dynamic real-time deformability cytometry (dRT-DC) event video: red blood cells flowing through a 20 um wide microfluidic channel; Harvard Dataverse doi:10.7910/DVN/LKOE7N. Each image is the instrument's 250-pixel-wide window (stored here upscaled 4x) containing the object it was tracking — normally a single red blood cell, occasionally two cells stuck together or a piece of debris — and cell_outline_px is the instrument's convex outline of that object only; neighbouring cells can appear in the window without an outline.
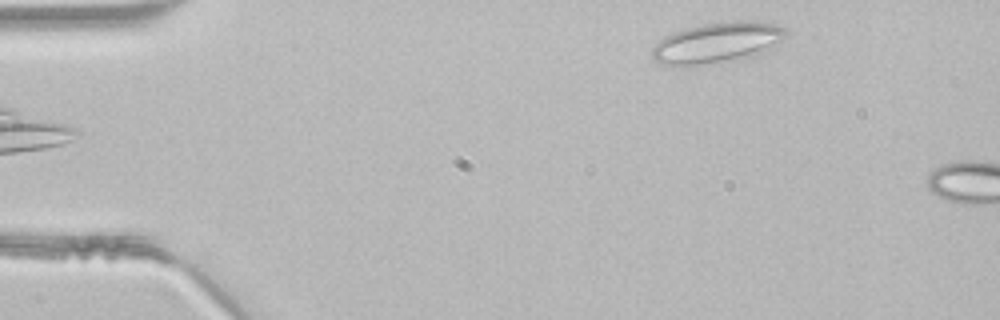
{"species": "common noctule bat (a hibernating species)", "species_latin": "Nyctalus noctula", "temperature_condition": "room temperature", "stored_images_in_passage": 38, "camera_frame_rate_fps": 3000, "um_per_image_px": 0.085, "animal": {"sex": "male", "body_mass_g": 21.5, "forearm_length_mm": 52.0}, "frame": {"image": 1, "passage_image": 1, "time_ms": 0.0, "image_size_px": [1000, 320], "cell_outline_px": [[788, 32], [780, 40], [764, 52], [752, 56], [732, 60], [700, 64], [660, 64], [652, 60], [652, 48], [664, 36], [672, 32], [684, 28], [704, 24], [736, 20], [764, 20], [788, 28]], "centroid_in_image_um": [60.99, 3.58], "position_along_channel_um": 24.0, "area_um2": 31.62}}
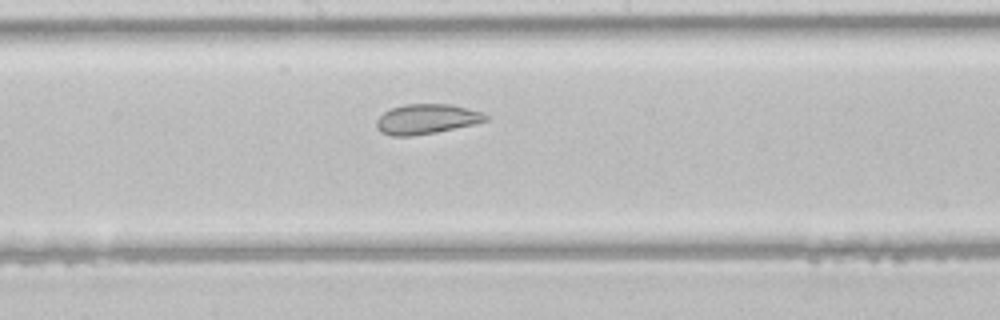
{"frame": {"image": 2, "passage_image": 19, "time_ms": 6.0, "image_size_px": [1000, 320], "cell_outline_px": [[488, 120], [476, 124], [436, 132], [412, 136], [392, 136], [380, 132], [376, 128], [376, 120], [384, 112], [392, 108], [404, 104], [452, 104], [484, 112], [488, 116]], "centroid_in_image_um": [36.27, 10.12], "position_along_channel_um": 211.9, "area_um2": 19.25}}
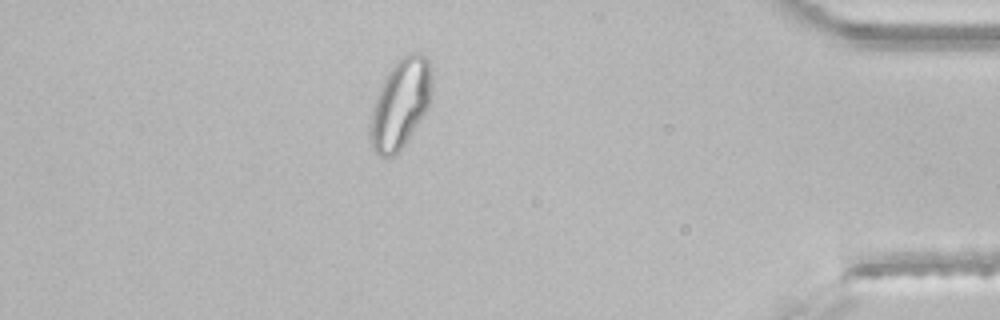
{"frame": {"image": 3, "passage_image": 35, "time_ms": 11.333, "image_size_px": [1000, 320], "cell_outline_px": [[432, 92], [428, 108], [404, 144], [392, 156], [380, 156], [372, 148], [368, 136], [368, 124], [372, 108], [380, 84], [384, 76], [396, 60], [408, 52], [420, 52], [428, 60], [432, 76]], "centroid_in_image_um": [34.0, 8.77], "position_along_channel_um": 401.2, "area_um2": 32.48}}